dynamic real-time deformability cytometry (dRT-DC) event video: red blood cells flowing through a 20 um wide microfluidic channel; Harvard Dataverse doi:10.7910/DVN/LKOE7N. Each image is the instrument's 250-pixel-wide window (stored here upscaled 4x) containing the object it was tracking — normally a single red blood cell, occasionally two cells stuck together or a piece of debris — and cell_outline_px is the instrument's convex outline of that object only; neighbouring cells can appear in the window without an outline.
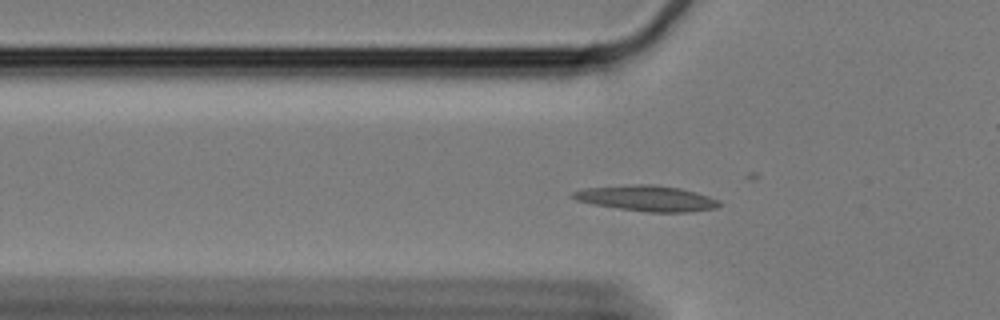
{"species": "Egyptian fruit bat (a non-hibernating species)", "species_latin": "Rousettus aegyptiacus", "temperature_condition": "cold", "stored_images_in_passage": 59, "camera_frame_rate_fps": 3000, "um_per_image_px": 0.085, "animal": {"sex": "female"}, "frame": {"image": 1, "passage_image": 17, "time_ms": 5.333, "image_size_px": [1000, 320], "cell_outline_px": [[720, 204], [716, 208], [688, 212], [648, 212], [592, 204], [576, 200], [572, 196], [572, 192], [584, 188], [632, 184], [652, 184], [680, 188], [696, 192], [720, 200]], "centroid_in_image_um": [54.98, 16.85], "position_along_channel_um": 70.8, "area_um2": 21.79}}
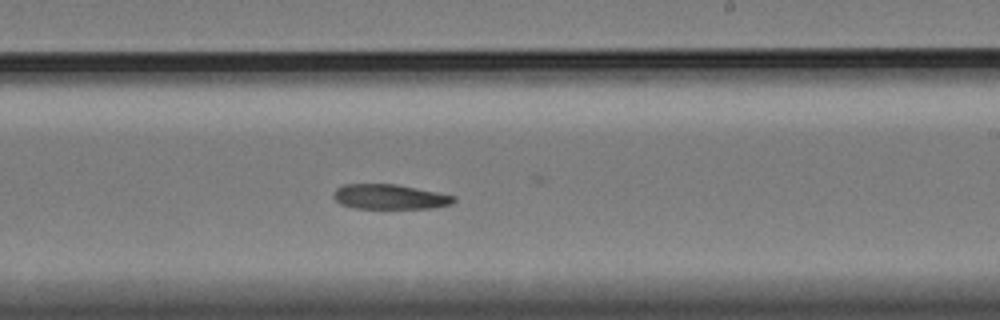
{"frame": {"image": 2, "passage_image": 34, "time_ms": 11.0, "image_size_px": [1000, 320], "cell_outline_px": [[456, 200], [452, 204], [432, 208], [352, 208], [340, 204], [332, 196], [332, 192], [336, 188], [344, 184], [396, 184], [456, 196]], "centroid_in_image_um": [33.09, 16.73], "position_along_channel_um": 255.9, "area_um2": 17.51}}
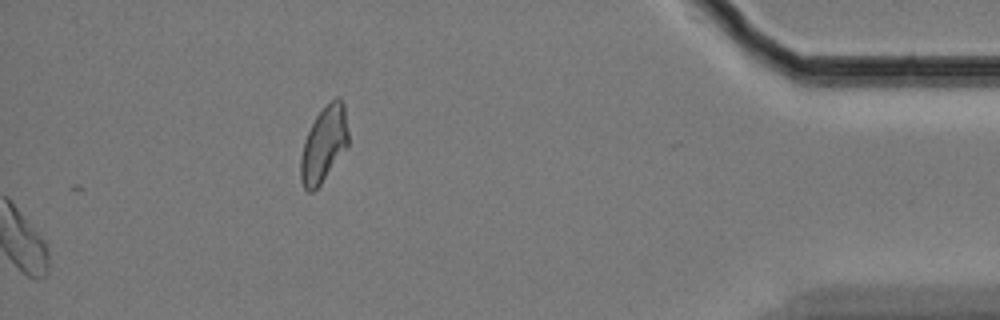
{"frame": {"image": 3, "passage_image": 59, "time_ms": 19.333, "image_size_px": [1000, 320], "cell_outline_px": [[348, 148], [320, 184], [312, 192], [308, 192], [304, 188], [300, 180], [300, 160], [304, 140], [316, 116], [336, 96], [340, 96], [344, 104], [348, 132]], "centroid_in_image_um": [27.54, 12.28], "position_along_channel_um": 407.7, "area_um2": 20.98}}